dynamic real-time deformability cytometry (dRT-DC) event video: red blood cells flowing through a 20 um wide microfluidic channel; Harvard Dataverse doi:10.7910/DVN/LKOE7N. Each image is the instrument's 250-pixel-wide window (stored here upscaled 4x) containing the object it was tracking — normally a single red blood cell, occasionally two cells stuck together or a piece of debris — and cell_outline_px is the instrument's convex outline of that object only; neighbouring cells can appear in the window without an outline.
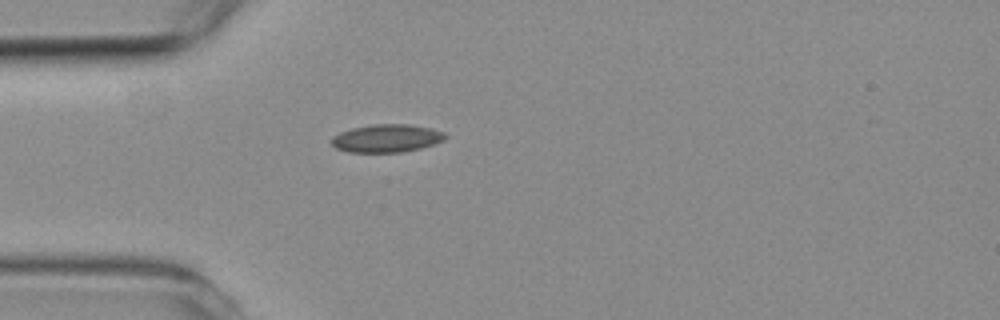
{"species": "common noctule bat (a hibernating species)", "species_latin": "Nyctalus noctula", "temperature_condition": "room temperature", "stored_images_in_passage": 3, "camera_frame_rate_fps": 3000, "um_per_image_px": 0.085, "animal": {"sex": "female", "body_mass_g": 19.3, "forearm_length_mm": 54.1}, "frame": {"image": 1, "passage_image": 3, "time_ms": 3.0, "image_size_px": [1000, 320], "cell_outline_px": [[448, 136], [444, 140], [420, 148], [404, 152], [348, 152], [336, 148], [332, 144], [332, 136], [340, 132], [352, 128], [376, 124], [408, 124], [428, 128], [444, 132]], "centroid_in_image_um": [32.85, 11.76], "position_along_channel_um": 52.1, "area_um2": 18.38}}